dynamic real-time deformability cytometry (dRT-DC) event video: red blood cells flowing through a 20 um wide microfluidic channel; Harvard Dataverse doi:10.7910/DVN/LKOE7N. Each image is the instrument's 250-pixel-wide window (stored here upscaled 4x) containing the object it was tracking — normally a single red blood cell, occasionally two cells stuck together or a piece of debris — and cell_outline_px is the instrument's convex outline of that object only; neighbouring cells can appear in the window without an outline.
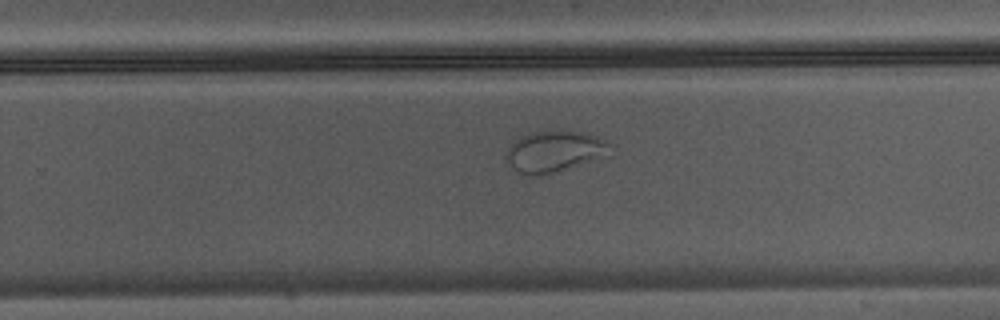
{"species": "Egyptian fruit bat (a non-hibernating species)", "species_latin": "Rousettus aegyptiacus", "temperature_condition": "warm", "stored_images_in_passage": 33, "camera_frame_rate_fps": 3000, "um_per_image_px": 0.085, "animal": {"sex": "male"}, "frame": {"image": 1, "passage_image": 19, "time_ms": 6.0, "image_size_px": [1000, 320], "cell_outline_px": [[616, 148], [612, 156], [540, 176], [524, 176], [516, 172], [508, 164], [504, 156], [508, 148], [520, 136], [532, 132], [584, 132], [596, 136]], "centroid_in_image_um": [47.17, 12.92], "position_along_channel_um": 282.6, "area_um2": 25.43}}